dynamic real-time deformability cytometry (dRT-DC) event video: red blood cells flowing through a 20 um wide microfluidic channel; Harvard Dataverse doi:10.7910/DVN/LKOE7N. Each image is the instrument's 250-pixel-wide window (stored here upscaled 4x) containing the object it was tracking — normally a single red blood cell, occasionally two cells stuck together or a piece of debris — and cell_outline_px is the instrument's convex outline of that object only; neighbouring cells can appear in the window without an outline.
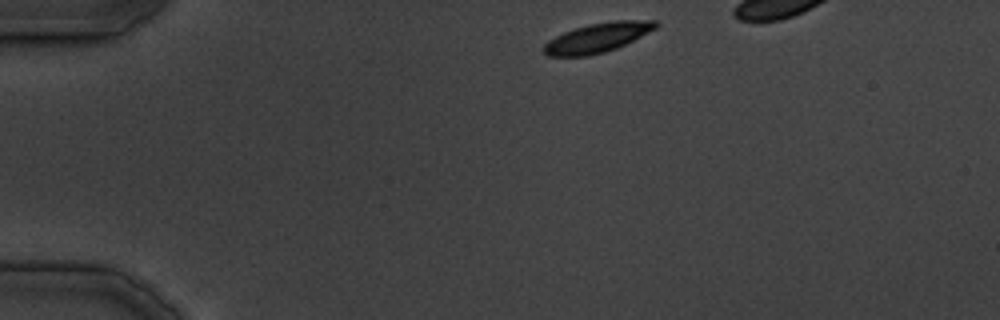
{"species": "common noctule bat (a hibernating species)", "species_latin": "Nyctalus noctula", "temperature_condition": "cold", "stored_images_in_passage": 27, "camera_frame_rate_fps": 3000, "um_per_image_px": 0.085, "animal": {"sex": "male", "body_mass_g": 19.5, "forearm_length_mm": 54.6}, "frame": {"image": 1, "passage_image": 1, "time_ms": 0.0, "image_size_px": [1000, 320], "cell_outline_px": [[660, 24], [656, 28], [616, 48], [604, 52], [588, 56], [548, 56], [544, 52], [544, 44], [548, 40], [564, 32], [588, 24], [616, 20], [656, 20]], "centroid_in_image_um": [50.79, 3.19], "position_along_channel_um": 34.2, "area_um2": 18.96}}
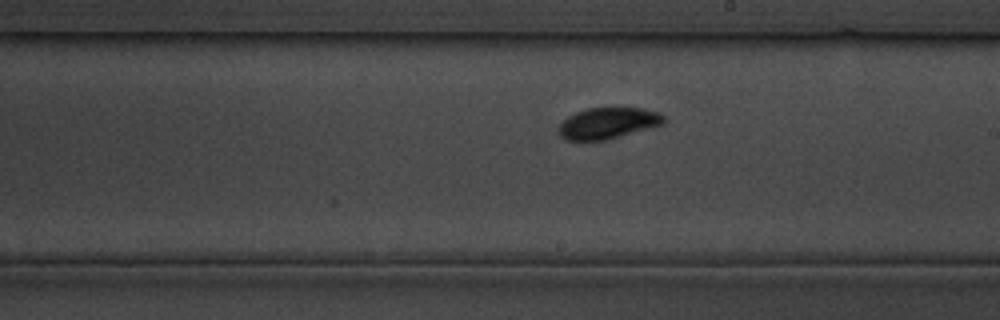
{"frame": {"image": 2, "passage_image": 16, "time_ms": 18.0, "image_size_px": [1000, 320], "cell_outline_px": [[664, 124], [608, 140], [564, 140], [560, 136], [560, 124], [568, 116], [576, 112], [588, 108], [644, 108], [656, 112], [664, 116]], "centroid_in_image_um": [51.68, 10.47], "position_along_channel_um": 237.3, "area_um2": 19.02}}